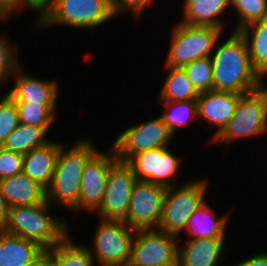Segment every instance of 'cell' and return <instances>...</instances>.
I'll list each match as a JSON object with an SVG mask.
<instances>
[{"mask_svg": "<svg viewBox=\"0 0 267 266\" xmlns=\"http://www.w3.org/2000/svg\"><path fill=\"white\" fill-rule=\"evenodd\" d=\"M29 10L38 13L48 4L49 0H20Z\"/></svg>", "mask_w": 267, "mask_h": 266, "instance_id": "cell-38", "label": "cell"}, {"mask_svg": "<svg viewBox=\"0 0 267 266\" xmlns=\"http://www.w3.org/2000/svg\"><path fill=\"white\" fill-rule=\"evenodd\" d=\"M175 135L160 116L130 125L112 141L117 160L128 162L135 154L158 147H170Z\"/></svg>", "mask_w": 267, "mask_h": 266, "instance_id": "cell-9", "label": "cell"}, {"mask_svg": "<svg viewBox=\"0 0 267 266\" xmlns=\"http://www.w3.org/2000/svg\"><path fill=\"white\" fill-rule=\"evenodd\" d=\"M9 206L4 200L0 190V229H3L8 219Z\"/></svg>", "mask_w": 267, "mask_h": 266, "instance_id": "cell-39", "label": "cell"}, {"mask_svg": "<svg viewBox=\"0 0 267 266\" xmlns=\"http://www.w3.org/2000/svg\"><path fill=\"white\" fill-rule=\"evenodd\" d=\"M151 1L153 0H110V4L117 17L131 13L130 15L137 20L145 8L152 4Z\"/></svg>", "mask_w": 267, "mask_h": 266, "instance_id": "cell-35", "label": "cell"}, {"mask_svg": "<svg viewBox=\"0 0 267 266\" xmlns=\"http://www.w3.org/2000/svg\"><path fill=\"white\" fill-rule=\"evenodd\" d=\"M179 240L159 229L136 230L128 266H177Z\"/></svg>", "mask_w": 267, "mask_h": 266, "instance_id": "cell-10", "label": "cell"}, {"mask_svg": "<svg viewBox=\"0 0 267 266\" xmlns=\"http://www.w3.org/2000/svg\"><path fill=\"white\" fill-rule=\"evenodd\" d=\"M19 47L16 42H12L7 38V34L0 35V86L11 79L14 70L21 64L19 61Z\"/></svg>", "mask_w": 267, "mask_h": 266, "instance_id": "cell-31", "label": "cell"}, {"mask_svg": "<svg viewBox=\"0 0 267 266\" xmlns=\"http://www.w3.org/2000/svg\"><path fill=\"white\" fill-rule=\"evenodd\" d=\"M170 147H158L155 164V184L165 188L178 186L176 181L180 172L181 159L176 156ZM175 177V178H174ZM175 179V180H173Z\"/></svg>", "mask_w": 267, "mask_h": 266, "instance_id": "cell-28", "label": "cell"}, {"mask_svg": "<svg viewBox=\"0 0 267 266\" xmlns=\"http://www.w3.org/2000/svg\"><path fill=\"white\" fill-rule=\"evenodd\" d=\"M20 124L15 102L5 93L0 98V147L7 136Z\"/></svg>", "mask_w": 267, "mask_h": 266, "instance_id": "cell-33", "label": "cell"}, {"mask_svg": "<svg viewBox=\"0 0 267 266\" xmlns=\"http://www.w3.org/2000/svg\"><path fill=\"white\" fill-rule=\"evenodd\" d=\"M265 134H267V94L266 81H263L258 89L240 96L233 117L210 144L224 143L229 147L237 140L257 138Z\"/></svg>", "mask_w": 267, "mask_h": 266, "instance_id": "cell-5", "label": "cell"}, {"mask_svg": "<svg viewBox=\"0 0 267 266\" xmlns=\"http://www.w3.org/2000/svg\"><path fill=\"white\" fill-rule=\"evenodd\" d=\"M166 190L161 185L137 181L123 222L134 230L157 229Z\"/></svg>", "mask_w": 267, "mask_h": 266, "instance_id": "cell-13", "label": "cell"}, {"mask_svg": "<svg viewBox=\"0 0 267 266\" xmlns=\"http://www.w3.org/2000/svg\"><path fill=\"white\" fill-rule=\"evenodd\" d=\"M19 65L11 75L14 85L6 94L14 102H28L41 105H58L59 82L54 77L46 80L23 73L24 67Z\"/></svg>", "mask_w": 267, "mask_h": 266, "instance_id": "cell-14", "label": "cell"}, {"mask_svg": "<svg viewBox=\"0 0 267 266\" xmlns=\"http://www.w3.org/2000/svg\"><path fill=\"white\" fill-rule=\"evenodd\" d=\"M226 238H203L184 240L178 245L177 266H219L225 252ZM181 245V246H180ZM226 249V250H225Z\"/></svg>", "mask_w": 267, "mask_h": 266, "instance_id": "cell-16", "label": "cell"}, {"mask_svg": "<svg viewBox=\"0 0 267 266\" xmlns=\"http://www.w3.org/2000/svg\"><path fill=\"white\" fill-rule=\"evenodd\" d=\"M68 234L59 244L46 250L53 266H97L86 245Z\"/></svg>", "mask_w": 267, "mask_h": 266, "instance_id": "cell-24", "label": "cell"}, {"mask_svg": "<svg viewBox=\"0 0 267 266\" xmlns=\"http://www.w3.org/2000/svg\"><path fill=\"white\" fill-rule=\"evenodd\" d=\"M241 95L217 90L199 93L197 98V119L206 121L208 125L216 126L213 127L216 130L208 140L209 142L217 137L231 120Z\"/></svg>", "mask_w": 267, "mask_h": 266, "instance_id": "cell-15", "label": "cell"}, {"mask_svg": "<svg viewBox=\"0 0 267 266\" xmlns=\"http://www.w3.org/2000/svg\"><path fill=\"white\" fill-rule=\"evenodd\" d=\"M0 190L9 208L46 201V190L23 172L0 180Z\"/></svg>", "mask_w": 267, "mask_h": 266, "instance_id": "cell-20", "label": "cell"}, {"mask_svg": "<svg viewBox=\"0 0 267 266\" xmlns=\"http://www.w3.org/2000/svg\"><path fill=\"white\" fill-rule=\"evenodd\" d=\"M60 146L55 171L50 186L46 189V201L53 207H64L78 215V198L82 173L87 161L99 150L90 136L76 139L66 149ZM62 205V206H60Z\"/></svg>", "mask_w": 267, "mask_h": 266, "instance_id": "cell-2", "label": "cell"}, {"mask_svg": "<svg viewBox=\"0 0 267 266\" xmlns=\"http://www.w3.org/2000/svg\"><path fill=\"white\" fill-rule=\"evenodd\" d=\"M205 199L189 218L188 224L183 233L188 234L187 239L203 238H225L229 224L228 212L223 215H216L213 207L209 206ZM229 216V217H228Z\"/></svg>", "mask_w": 267, "mask_h": 266, "instance_id": "cell-18", "label": "cell"}, {"mask_svg": "<svg viewBox=\"0 0 267 266\" xmlns=\"http://www.w3.org/2000/svg\"><path fill=\"white\" fill-rule=\"evenodd\" d=\"M231 266H267V252H259L245 257L240 262Z\"/></svg>", "mask_w": 267, "mask_h": 266, "instance_id": "cell-37", "label": "cell"}, {"mask_svg": "<svg viewBox=\"0 0 267 266\" xmlns=\"http://www.w3.org/2000/svg\"><path fill=\"white\" fill-rule=\"evenodd\" d=\"M28 8L20 0H0V22L1 24L19 15L20 11ZM16 12V13H15Z\"/></svg>", "mask_w": 267, "mask_h": 266, "instance_id": "cell-36", "label": "cell"}, {"mask_svg": "<svg viewBox=\"0 0 267 266\" xmlns=\"http://www.w3.org/2000/svg\"><path fill=\"white\" fill-rule=\"evenodd\" d=\"M182 68L198 93L213 90V67L210 57L197 59Z\"/></svg>", "mask_w": 267, "mask_h": 266, "instance_id": "cell-30", "label": "cell"}, {"mask_svg": "<svg viewBox=\"0 0 267 266\" xmlns=\"http://www.w3.org/2000/svg\"><path fill=\"white\" fill-rule=\"evenodd\" d=\"M87 248L97 266H128L136 230L123 221L100 219Z\"/></svg>", "mask_w": 267, "mask_h": 266, "instance_id": "cell-8", "label": "cell"}, {"mask_svg": "<svg viewBox=\"0 0 267 266\" xmlns=\"http://www.w3.org/2000/svg\"><path fill=\"white\" fill-rule=\"evenodd\" d=\"M231 32L224 43L217 41L210 56L213 90L246 94L261 87L264 79L253 68L246 41L241 33Z\"/></svg>", "mask_w": 267, "mask_h": 266, "instance_id": "cell-1", "label": "cell"}, {"mask_svg": "<svg viewBox=\"0 0 267 266\" xmlns=\"http://www.w3.org/2000/svg\"><path fill=\"white\" fill-rule=\"evenodd\" d=\"M157 148L135 154L127 164L132 168L137 181L155 184V164Z\"/></svg>", "mask_w": 267, "mask_h": 266, "instance_id": "cell-32", "label": "cell"}, {"mask_svg": "<svg viewBox=\"0 0 267 266\" xmlns=\"http://www.w3.org/2000/svg\"><path fill=\"white\" fill-rule=\"evenodd\" d=\"M174 25L167 56L162 62L167 67L182 68L197 59L210 57L224 34L222 29L210 26L188 25L179 21Z\"/></svg>", "mask_w": 267, "mask_h": 266, "instance_id": "cell-6", "label": "cell"}, {"mask_svg": "<svg viewBox=\"0 0 267 266\" xmlns=\"http://www.w3.org/2000/svg\"><path fill=\"white\" fill-rule=\"evenodd\" d=\"M44 252L37 243L0 229V266H29Z\"/></svg>", "mask_w": 267, "mask_h": 266, "instance_id": "cell-21", "label": "cell"}, {"mask_svg": "<svg viewBox=\"0 0 267 266\" xmlns=\"http://www.w3.org/2000/svg\"><path fill=\"white\" fill-rule=\"evenodd\" d=\"M167 75L163 79L157 101H186L197 100L199 93L188 79L183 68L163 66Z\"/></svg>", "mask_w": 267, "mask_h": 266, "instance_id": "cell-23", "label": "cell"}, {"mask_svg": "<svg viewBox=\"0 0 267 266\" xmlns=\"http://www.w3.org/2000/svg\"><path fill=\"white\" fill-rule=\"evenodd\" d=\"M24 155L0 147V180L23 172Z\"/></svg>", "mask_w": 267, "mask_h": 266, "instance_id": "cell-34", "label": "cell"}, {"mask_svg": "<svg viewBox=\"0 0 267 266\" xmlns=\"http://www.w3.org/2000/svg\"><path fill=\"white\" fill-rule=\"evenodd\" d=\"M29 266H53L49 254L45 251L37 260Z\"/></svg>", "mask_w": 267, "mask_h": 266, "instance_id": "cell-40", "label": "cell"}, {"mask_svg": "<svg viewBox=\"0 0 267 266\" xmlns=\"http://www.w3.org/2000/svg\"><path fill=\"white\" fill-rule=\"evenodd\" d=\"M237 13L233 31H240L249 24L267 18V0H230V8Z\"/></svg>", "mask_w": 267, "mask_h": 266, "instance_id": "cell-29", "label": "cell"}, {"mask_svg": "<svg viewBox=\"0 0 267 266\" xmlns=\"http://www.w3.org/2000/svg\"><path fill=\"white\" fill-rule=\"evenodd\" d=\"M59 140H49L44 145L37 147L23 158V173L33 179L45 190L50 186L55 171L56 161L60 146Z\"/></svg>", "mask_w": 267, "mask_h": 266, "instance_id": "cell-17", "label": "cell"}, {"mask_svg": "<svg viewBox=\"0 0 267 266\" xmlns=\"http://www.w3.org/2000/svg\"><path fill=\"white\" fill-rule=\"evenodd\" d=\"M21 124L42 127L47 133L58 116V105H41L28 102H15ZM51 127V128H50Z\"/></svg>", "mask_w": 267, "mask_h": 266, "instance_id": "cell-27", "label": "cell"}, {"mask_svg": "<svg viewBox=\"0 0 267 266\" xmlns=\"http://www.w3.org/2000/svg\"><path fill=\"white\" fill-rule=\"evenodd\" d=\"M209 186L208 179L201 178L167 188L157 229L183 236L189 218L206 199Z\"/></svg>", "mask_w": 267, "mask_h": 266, "instance_id": "cell-7", "label": "cell"}, {"mask_svg": "<svg viewBox=\"0 0 267 266\" xmlns=\"http://www.w3.org/2000/svg\"><path fill=\"white\" fill-rule=\"evenodd\" d=\"M42 127L28 124H19L2 144V148L8 151L27 154L29 151L47 143L50 139Z\"/></svg>", "mask_w": 267, "mask_h": 266, "instance_id": "cell-25", "label": "cell"}, {"mask_svg": "<svg viewBox=\"0 0 267 266\" xmlns=\"http://www.w3.org/2000/svg\"><path fill=\"white\" fill-rule=\"evenodd\" d=\"M157 103L163 104L164 111L160 117L175 136L180 127L190 125V122L198 118L197 100L157 101Z\"/></svg>", "mask_w": 267, "mask_h": 266, "instance_id": "cell-26", "label": "cell"}, {"mask_svg": "<svg viewBox=\"0 0 267 266\" xmlns=\"http://www.w3.org/2000/svg\"><path fill=\"white\" fill-rule=\"evenodd\" d=\"M137 182L132 168L117 161L108 173L104 197L94 212L99 219L124 221L129 208L133 186Z\"/></svg>", "mask_w": 267, "mask_h": 266, "instance_id": "cell-11", "label": "cell"}, {"mask_svg": "<svg viewBox=\"0 0 267 266\" xmlns=\"http://www.w3.org/2000/svg\"><path fill=\"white\" fill-rule=\"evenodd\" d=\"M110 145L106 151H97L86 163L78 198V213L94 212L102 203L110 168L117 162Z\"/></svg>", "mask_w": 267, "mask_h": 266, "instance_id": "cell-12", "label": "cell"}, {"mask_svg": "<svg viewBox=\"0 0 267 266\" xmlns=\"http://www.w3.org/2000/svg\"><path fill=\"white\" fill-rule=\"evenodd\" d=\"M230 10V0H184L182 18L188 25L210 26L225 31L226 23L220 16Z\"/></svg>", "mask_w": 267, "mask_h": 266, "instance_id": "cell-19", "label": "cell"}, {"mask_svg": "<svg viewBox=\"0 0 267 266\" xmlns=\"http://www.w3.org/2000/svg\"><path fill=\"white\" fill-rule=\"evenodd\" d=\"M239 32L246 41L253 68L264 79L267 76V18L249 24Z\"/></svg>", "mask_w": 267, "mask_h": 266, "instance_id": "cell-22", "label": "cell"}, {"mask_svg": "<svg viewBox=\"0 0 267 266\" xmlns=\"http://www.w3.org/2000/svg\"><path fill=\"white\" fill-rule=\"evenodd\" d=\"M37 16L36 29L63 25L87 32L116 18L110 0H49Z\"/></svg>", "mask_w": 267, "mask_h": 266, "instance_id": "cell-4", "label": "cell"}, {"mask_svg": "<svg viewBox=\"0 0 267 266\" xmlns=\"http://www.w3.org/2000/svg\"><path fill=\"white\" fill-rule=\"evenodd\" d=\"M51 208L47 201L10 207L3 230L35 242L45 251L51 249L71 234V224L53 216Z\"/></svg>", "mask_w": 267, "mask_h": 266, "instance_id": "cell-3", "label": "cell"}]
</instances>
